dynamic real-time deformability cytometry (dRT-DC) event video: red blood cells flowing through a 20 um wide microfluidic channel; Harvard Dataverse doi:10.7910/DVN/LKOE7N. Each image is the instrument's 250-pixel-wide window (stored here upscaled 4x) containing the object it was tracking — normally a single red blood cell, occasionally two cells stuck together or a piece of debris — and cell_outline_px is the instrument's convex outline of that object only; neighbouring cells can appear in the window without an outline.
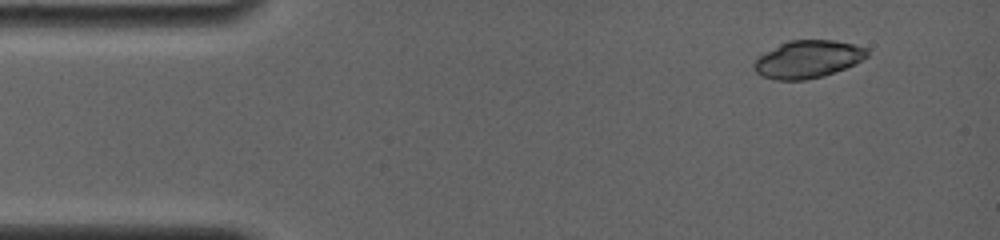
{"species": "common noctule bat (a hibernating species)", "species_latin": "Nyctalus noctula", "temperature_condition": "room temperature", "stored_images_in_passage": 3, "camera_frame_rate_fps": 4000, "um_per_image_px": 0.085, "animal": {"sex": "female", "body_mass_g": 19.0, "forearm_length_mm": 56.7}, "frame": {"image": 1, "passage_image": 1, "time_ms": 0.0, "image_size_px": [1000, 240], "cell_outline_px": [[868, 56], [844, 68], [824, 76], [804, 80], [772, 80], [760, 76], [756, 72], [752, 64], [760, 56], [780, 44], [788, 40], [836, 40], [868, 48]], "centroid_in_image_um": [68.64, 5.04], "position_along_channel_um": 16.4, "area_um2": 24.62}}